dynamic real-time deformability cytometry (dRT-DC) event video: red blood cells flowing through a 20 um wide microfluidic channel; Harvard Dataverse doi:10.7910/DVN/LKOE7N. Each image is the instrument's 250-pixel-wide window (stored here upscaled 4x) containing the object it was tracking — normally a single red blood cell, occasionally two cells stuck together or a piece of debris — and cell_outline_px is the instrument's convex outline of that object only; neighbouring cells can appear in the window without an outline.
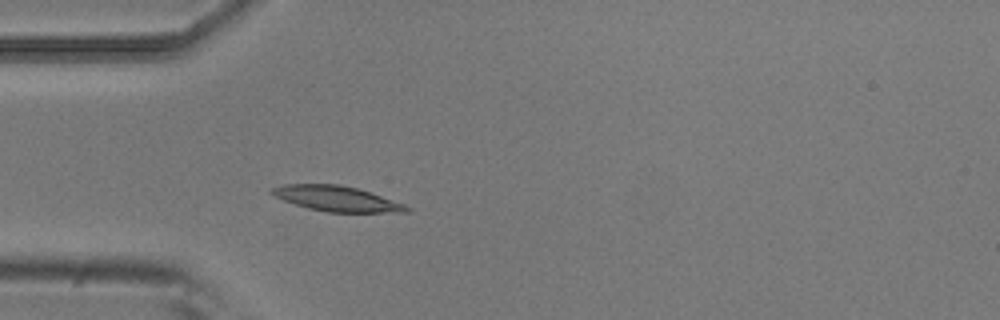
{"species": "common noctule bat (a hibernating species)", "species_latin": "Nyctalus noctula", "temperature_condition": "room temperature", "stored_images_in_passage": 3, "camera_frame_rate_fps": 3000, "um_per_image_px": 0.085, "animal": {"sex": "male", "body_mass_g": 20.5, "forearm_length_mm": 52.5}, "frame": {"image": 1, "passage_image": 3, "time_ms": 0.667, "image_size_px": [1000, 320], "cell_outline_px": [[412, 208], [408, 212], [328, 212], [308, 208], [272, 196], [268, 192], [272, 188], [280, 184], [340, 184], [372, 192], [404, 204]], "centroid_in_image_um": [28.6, 16.87], "position_along_channel_um": 56.4, "area_um2": 19.94}}